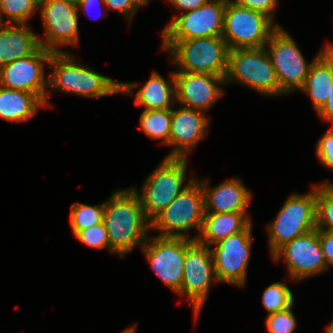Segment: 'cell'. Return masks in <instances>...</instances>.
Here are the masks:
<instances>
[{
    "mask_svg": "<svg viewBox=\"0 0 333 333\" xmlns=\"http://www.w3.org/2000/svg\"><path fill=\"white\" fill-rule=\"evenodd\" d=\"M103 222L110 252L125 257L148 239L150 221L145 217L138 194L131 189L116 190L104 203Z\"/></svg>",
    "mask_w": 333,
    "mask_h": 333,
    "instance_id": "cell-1",
    "label": "cell"
},
{
    "mask_svg": "<svg viewBox=\"0 0 333 333\" xmlns=\"http://www.w3.org/2000/svg\"><path fill=\"white\" fill-rule=\"evenodd\" d=\"M176 72L205 73L226 77L229 47L222 36L188 40H163Z\"/></svg>",
    "mask_w": 333,
    "mask_h": 333,
    "instance_id": "cell-2",
    "label": "cell"
},
{
    "mask_svg": "<svg viewBox=\"0 0 333 333\" xmlns=\"http://www.w3.org/2000/svg\"><path fill=\"white\" fill-rule=\"evenodd\" d=\"M49 64L52 73L48 87L83 97H104L121 92V82L89 69L75 61L69 53H53Z\"/></svg>",
    "mask_w": 333,
    "mask_h": 333,
    "instance_id": "cell-3",
    "label": "cell"
},
{
    "mask_svg": "<svg viewBox=\"0 0 333 333\" xmlns=\"http://www.w3.org/2000/svg\"><path fill=\"white\" fill-rule=\"evenodd\" d=\"M204 215L201 183L192 177L186 188L150 221V229L161 231L157 235L161 237L189 238L190 229L196 227L201 232Z\"/></svg>",
    "mask_w": 333,
    "mask_h": 333,
    "instance_id": "cell-4",
    "label": "cell"
},
{
    "mask_svg": "<svg viewBox=\"0 0 333 333\" xmlns=\"http://www.w3.org/2000/svg\"><path fill=\"white\" fill-rule=\"evenodd\" d=\"M316 229V186L304 195L292 194L267 225L273 256L286 243Z\"/></svg>",
    "mask_w": 333,
    "mask_h": 333,
    "instance_id": "cell-5",
    "label": "cell"
},
{
    "mask_svg": "<svg viewBox=\"0 0 333 333\" xmlns=\"http://www.w3.org/2000/svg\"><path fill=\"white\" fill-rule=\"evenodd\" d=\"M187 158L165 157L143 184L137 194L145 217L151 221L165 209L182 191L186 178Z\"/></svg>",
    "mask_w": 333,
    "mask_h": 333,
    "instance_id": "cell-6",
    "label": "cell"
},
{
    "mask_svg": "<svg viewBox=\"0 0 333 333\" xmlns=\"http://www.w3.org/2000/svg\"><path fill=\"white\" fill-rule=\"evenodd\" d=\"M226 83L240 82L264 95H280V85L265 46L229 50Z\"/></svg>",
    "mask_w": 333,
    "mask_h": 333,
    "instance_id": "cell-7",
    "label": "cell"
},
{
    "mask_svg": "<svg viewBox=\"0 0 333 333\" xmlns=\"http://www.w3.org/2000/svg\"><path fill=\"white\" fill-rule=\"evenodd\" d=\"M265 14L227 1L222 37L230 50L264 47L279 27Z\"/></svg>",
    "mask_w": 333,
    "mask_h": 333,
    "instance_id": "cell-8",
    "label": "cell"
},
{
    "mask_svg": "<svg viewBox=\"0 0 333 333\" xmlns=\"http://www.w3.org/2000/svg\"><path fill=\"white\" fill-rule=\"evenodd\" d=\"M265 49L275 68L280 95L300 90L305 84L312 62L307 63L294 39L279 26L270 35Z\"/></svg>",
    "mask_w": 333,
    "mask_h": 333,
    "instance_id": "cell-9",
    "label": "cell"
},
{
    "mask_svg": "<svg viewBox=\"0 0 333 333\" xmlns=\"http://www.w3.org/2000/svg\"><path fill=\"white\" fill-rule=\"evenodd\" d=\"M228 0H208L203 6L186 11L170 21L161 35L163 40H188L222 36Z\"/></svg>",
    "mask_w": 333,
    "mask_h": 333,
    "instance_id": "cell-10",
    "label": "cell"
},
{
    "mask_svg": "<svg viewBox=\"0 0 333 333\" xmlns=\"http://www.w3.org/2000/svg\"><path fill=\"white\" fill-rule=\"evenodd\" d=\"M194 241L185 237L156 236L148 237L143 245V252L155 273L177 294L183 280L186 249Z\"/></svg>",
    "mask_w": 333,
    "mask_h": 333,
    "instance_id": "cell-11",
    "label": "cell"
},
{
    "mask_svg": "<svg viewBox=\"0 0 333 333\" xmlns=\"http://www.w3.org/2000/svg\"><path fill=\"white\" fill-rule=\"evenodd\" d=\"M212 277L217 283L210 246L195 240L186 249L183 280L178 294L188 298L196 319L207 300Z\"/></svg>",
    "mask_w": 333,
    "mask_h": 333,
    "instance_id": "cell-12",
    "label": "cell"
},
{
    "mask_svg": "<svg viewBox=\"0 0 333 333\" xmlns=\"http://www.w3.org/2000/svg\"><path fill=\"white\" fill-rule=\"evenodd\" d=\"M251 225L219 241L213 249L210 248L218 282L245 285L252 242Z\"/></svg>",
    "mask_w": 333,
    "mask_h": 333,
    "instance_id": "cell-13",
    "label": "cell"
},
{
    "mask_svg": "<svg viewBox=\"0 0 333 333\" xmlns=\"http://www.w3.org/2000/svg\"><path fill=\"white\" fill-rule=\"evenodd\" d=\"M39 11L45 27L40 44L53 53L65 52L59 46L77 45L79 40L78 7L63 0H40Z\"/></svg>",
    "mask_w": 333,
    "mask_h": 333,
    "instance_id": "cell-14",
    "label": "cell"
},
{
    "mask_svg": "<svg viewBox=\"0 0 333 333\" xmlns=\"http://www.w3.org/2000/svg\"><path fill=\"white\" fill-rule=\"evenodd\" d=\"M53 52L40 47L28 57L17 59L0 67V86L36 94L44 103L48 102L44 75V63H49Z\"/></svg>",
    "mask_w": 333,
    "mask_h": 333,
    "instance_id": "cell-15",
    "label": "cell"
},
{
    "mask_svg": "<svg viewBox=\"0 0 333 333\" xmlns=\"http://www.w3.org/2000/svg\"><path fill=\"white\" fill-rule=\"evenodd\" d=\"M272 257L276 262L280 258L285 259L289 277L294 281L317 275L329 268L323 256L317 228L286 243Z\"/></svg>",
    "mask_w": 333,
    "mask_h": 333,
    "instance_id": "cell-16",
    "label": "cell"
},
{
    "mask_svg": "<svg viewBox=\"0 0 333 333\" xmlns=\"http://www.w3.org/2000/svg\"><path fill=\"white\" fill-rule=\"evenodd\" d=\"M176 101L179 105L201 111L208 110L224 92L225 77L192 72H175Z\"/></svg>",
    "mask_w": 333,
    "mask_h": 333,
    "instance_id": "cell-17",
    "label": "cell"
},
{
    "mask_svg": "<svg viewBox=\"0 0 333 333\" xmlns=\"http://www.w3.org/2000/svg\"><path fill=\"white\" fill-rule=\"evenodd\" d=\"M209 119L204 111L182 108L172 109L169 145L173 146L166 157L187 158L188 153L207 135Z\"/></svg>",
    "mask_w": 333,
    "mask_h": 333,
    "instance_id": "cell-18",
    "label": "cell"
},
{
    "mask_svg": "<svg viewBox=\"0 0 333 333\" xmlns=\"http://www.w3.org/2000/svg\"><path fill=\"white\" fill-rule=\"evenodd\" d=\"M204 194L205 212H247L251 193L239 179L222 182L213 189L207 180L200 182Z\"/></svg>",
    "mask_w": 333,
    "mask_h": 333,
    "instance_id": "cell-19",
    "label": "cell"
},
{
    "mask_svg": "<svg viewBox=\"0 0 333 333\" xmlns=\"http://www.w3.org/2000/svg\"><path fill=\"white\" fill-rule=\"evenodd\" d=\"M170 81H166L159 73L153 72L145 84L121 83V92L133 95L132 89L141 86L136 93V106H144L145 110L170 109L176 102V81L174 72L170 73ZM171 84V85H170Z\"/></svg>",
    "mask_w": 333,
    "mask_h": 333,
    "instance_id": "cell-20",
    "label": "cell"
},
{
    "mask_svg": "<svg viewBox=\"0 0 333 333\" xmlns=\"http://www.w3.org/2000/svg\"><path fill=\"white\" fill-rule=\"evenodd\" d=\"M38 38L27 24L0 26V67L35 53L40 47Z\"/></svg>",
    "mask_w": 333,
    "mask_h": 333,
    "instance_id": "cell-21",
    "label": "cell"
},
{
    "mask_svg": "<svg viewBox=\"0 0 333 333\" xmlns=\"http://www.w3.org/2000/svg\"><path fill=\"white\" fill-rule=\"evenodd\" d=\"M247 212H205L201 232L192 239L209 246L243 231L251 220ZM209 244V245H208Z\"/></svg>",
    "mask_w": 333,
    "mask_h": 333,
    "instance_id": "cell-22",
    "label": "cell"
},
{
    "mask_svg": "<svg viewBox=\"0 0 333 333\" xmlns=\"http://www.w3.org/2000/svg\"><path fill=\"white\" fill-rule=\"evenodd\" d=\"M42 106L45 103L36 94L0 86V118L10 122L27 121Z\"/></svg>",
    "mask_w": 333,
    "mask_h": 333,
    "instance_id": "cell-23",
    "label": "cell"
},
{
    "mask_svg": "<svg viewBox=\"0 0 333 333\" xmlns=\"http://www.w3.org/2000/svg\"><path fill=\"white\" fill-rule=\"evenodd\" d=\"M332 84L333 68L320 51L312 61L305 84L299 91H303L310 96L313 107L318 112L326 103Z\"/></svg>",
    "mask_w": 333,
    "mask_h": 333,
    "instance_id": "cell-24",
    "label": "cell"
},
{
    "mask_svg": "<svg viewBox=\"0 0 333 333\" xmlns=\"http://www.w3.org/2000/svg\"><path fill=\"white\" fill-rule=\"evenodd\" d=\"M172 108L144 110L140 116V126L152 139H162L161 144L169 145L171 133Z\"/></svg>",
    "mask_w": 333,
    "mask_h": 333,
    "instance_id": "cell-25",
    "label": "cell"
},
{
    "mask_svg": "<svg viewBox=\"0 0 333 333\" xmlns=\"http://www.w3.org/2000/svg\"><path fill=\"white\" fill-rule=\"evenodd\" d=\"M70 225L73 234L103 222L104 203L91 206L83 203H74L70 210Z\"/></svg>",
    "mask_w": 333,
    "mask_h": 333,
    "instance_id": "cell-26",
    "label": "cell"
},
{
    "mask_svg": "<svg viewBox=\"0 0 333 333\" xmlns=\"http://www.w3.org/2000/svg\"><path fill=\"white\" fill-rule=\"evenodd\" d=\"M316 228L333 233V185L316 186Z\"/></svg>",
    "mask_w": 333,
    "mask_h": 333,
    "instance_id": "cell-27",
    "label": "cell"
},
{
    "mask_svg": "<svg viewBox=\"0 0 333 333\" xmlns=\"http://www.w3.org/2000/svg\"><path fill=\"white\" fill-rule=\"evenodd\" d=\"M262 303L270 315L294 306V295L285 283L275 282L265 288Z\"/></svg>",
    "mask_w": 333,
    "mask_h": 333,
    "instance_id": "cell-28",
    "label": "cell"
},
{
    "mask_svg": "<svg viewBox=\"0 0 333 333\" xmlns=\"http://www.w3.org/2000/svg\"><path fill=\"white\" fill-rule=\"evenodd\" d=\"M40 0H0V20L3 23L2 14L14 24H27L26 21L39 9Z\"/></svg>",
    "mask_w": 333,
    "mask_h": 333,
    "instance_id": "cell-29",
    "label": "cell"
},
{
    "mask_svg": "<svg viewBox=\"0 0 333 333\" xmlns=\"http://www.w3.org/2000/svg\"><path fill=\"white\" fill-rule=\"evenodd\" d=\"M292 307L286 310L279 311L270 315L266 318V328L269 333H292L294 332L297 321Z\"/></svg>",
    "mask_w": 333,
    "mask_h": 333,
    "instance_id": "cell-30",
    "label": "cell"
},
{
    "mask_svg": "<svg viewBox=\"0 0 333 333\" xmlns=\"http://www.w3.org/2000/svg\"><path fill=\"white\" fill-rule=\"evenodd\" d=\"M75 237L87 246L98 249L107 247L110 252L109 237L104 222L79 231Z\"/></svg>",
    "mask_w": 333,
    "mask_h": 333,
    "instance_id": "cell-31",
    "label": "cell"
},
{
    "mask_svg": "<svg viewBox=\"0 0 333 333\" xmlns=\"http://www.w3.org/2000/svg\"><path fill=\"white\" fill-rule=\"evenodd\" d=\"M316 155L320 162L333 169V125L317 142Z\"/></svg>",
    "mask_w": 333,
    "mask_h": 333,
    "instance_id": "cell-32",
    "label": "cell"
},
{
    "mask_svg": "<svg viewBox=\"0 0 333 333\" xmlns=\"http://www.w3.org/2000/svg\"><path fill=\"white\" fill-rule=\"evenodd\" d=\"M105 6L122 13L129 18L130 22L134 17L136 10L148 3L149 0H103Z\"/></svg>",
    "mask_w": 333,
    "mask_h": 333,
    "instance_id": "cell-33",
    "label": "cell"
},
{
    "mask_svg": "<svg viewBox=\"0 0 333 333\" xmlns=\"http://www.w3.org/2000/svg\"><path fill=\"white\" fill-rule=\"evenodd\" d=\"M236 5L261 12L273 21L272 11L276 9L278 0H231Z\"/></svg>",
    "mask_w": 333,
    "mask_h": 333,
    "instance_id": "cell-34",
    "label": "cell"
},
{
    "mask_svg": "<svg viewBox=\"0 0 333 333\" xmlns=\"http://www.w3.org/2000/svg\"><path fill=\"white\" fill-rule=\"evenodd\" d=\"M319 242L327 266L333 265V233L318 229Z\"/></svg>",
    "mask_w": 333,
    "mask_h": 333,
    "instance_id": "cell-35",
    "label": "cell"
},
{
    "mask_svg": "<svg viewBox=\"0 0 333 333\" xmlns=\"http://www.w3.org/2000/svg\"><path fill=\"white\" fill-rule=\"evenodd\" d=\"M175 8L184 12L191 11L203 6L208 0H168Z\"/></svg>",
    "mask_w": 333,
    "mask_h": 333,
    "instance_id": "cell-36",
    "label": "cell"
},
{
    "mask_svg": "<svg viewBox=\"0 0 333 333\" xmlns=\"http://www.w3.org/2000/svg\"><path fill=\"white\" fill-rule=\"evenodd\" d=\"M317 113L323 121H329L333 125V84L326 103Z\"/></svg>",
    "mask_w": 333,
    "mask_h": 333,
    "instance_id": "cell-37",
    "label": "cell"
},
{
    "mask_svg": "<svg viewBox=\"0 0 333 333\" xmlns=\"http://www.w3.org/2000/svg\"><path fill=\"white\" fill-rule=\"evenodd\" d=\"M94 5L100 6L99 8H101V12L104 11V9H102L103 7L101 6V5L105 6L103 0H82L81 3L77 7H78V10L82 9L84 12L85 11L88 12L89 8L94 7Z\"/></svg>",
    "mask_w": 333,
    "mask_h": 333,
    "instance_id": "cell-38",
    "label": "cell"
},
{
    "mask_svg": "<svg viewBox=\"0 0 333 333\" xmlns=\"http://www.w3.org/2000/svg\"><path fill=\"white\" fill-rule=\"evenodd\" d=\"M321 54L330 62L333 68V45H331V43L327 44L324 48H322Z\"/></svg>",
    "mask_w": 333,
    "mask_h": 333,
    "instance_id": "cell-39",
    "label": "cell"
},
{
    "mask_svg": "<svg viewBox=\"0 0 333 333\" xmlns=\"http://www.w3.org/2000/svg\"><path fill=\"white\" fill-rule=\"evenodd\" d=\"M136 325L126 328L122 333H135Z\"/></svg>",
    "mask_w": 333,
    "mask_h": 333,
    "instance_id": "cell-40",
    "label": "cell"
},
{
    "mask_svg": "<svg viewBox=\"0 0 333 333\" xmlns=\"http://www.w3.org/2000/svg\"><path fill=\"white\" fill-rule=\"evenodd\" d=\"M63 1L71 3V4L75 5V6H78L81 3L82 0H63Z\"/></svg>",
    "mask_w": 333,
    "mask_h": 333,
    "instance_id": "cell-41",
    "label": "cell"
},
{
    "mask_svg": "<svg viewBox=\"0 0 333 333\" xmlns=\"http://www.w3.org/2000/svg\"><path fill=\"white\" fill-rule=\"evenodd\" d=\"M326 333H333V321L327 327Z\"/></svg>",
    "mask_w": 333,
    "mask_h": 333,
    "instance_id": "cell-42",
    "label": "cell"
},
{
    "mask_svg": "<svg viewBox=\"0 0 333 333\" xmlns=\"http://www.w3.org/2000/svg\"><path fill=\"white\" fill-rule=\"evenodd\" d=\"M324 185H333V183H329V182H324Z\"/></svg>",
    "mask_w": 333,
    "mask_h": 333,
    "instance_id": "cell-43",
    "label": "cell"
}]
</instances>
